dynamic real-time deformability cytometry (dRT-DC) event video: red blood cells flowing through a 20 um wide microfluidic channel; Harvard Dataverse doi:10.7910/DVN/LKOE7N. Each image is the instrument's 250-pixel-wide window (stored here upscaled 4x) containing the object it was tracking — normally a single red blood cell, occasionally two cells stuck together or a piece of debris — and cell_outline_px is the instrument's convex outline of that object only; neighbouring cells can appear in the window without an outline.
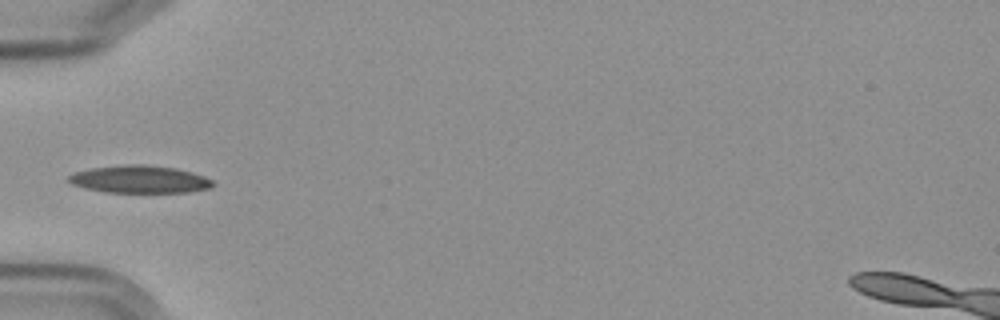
{"species": "Egyptian fruit bat (a non-hibernating species)", "species_latin": "Rousettus aegyptiacus", "temperature_condition": "cold", "stored_images_in_passage": 10, "camera_frame_rate_fps": 3000, "um_per_image_px": 0.085, "frame": {"image": 1, "passage_image": 5, "time_ms": 4.667, "image_size_px": [1000, 320], "cell_outline_px": [[216, 184], [212, 188], [188, 192], [108, 192], [84, 188], [72, 184], [68, 180], [68, 176], [76, 172], [92, 168], [128, 164], [144, 164], [176, 168], [192, 172], [204, 176], [212, 180]], "centroid_in_image_um": [11.92, 15.24], "position_along_channel_um": 73.1, "area_um2": 23.12}}
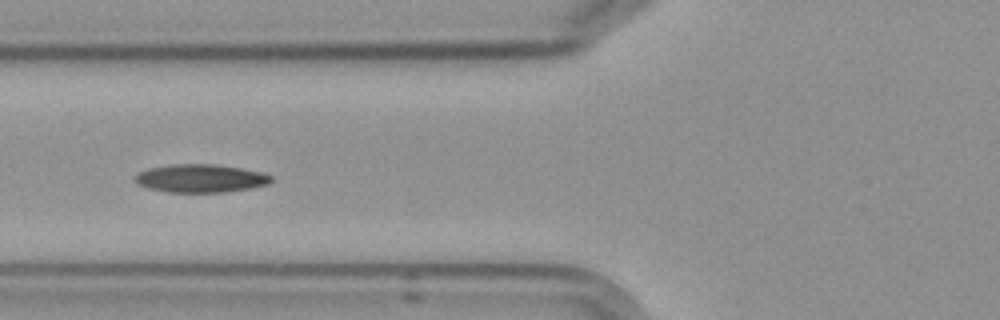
{"frame": {"image": 2, "passage_image": 6, "time_ms": 5.667, "image_size_px": [1000, 320], "cell_outline_px": [[272, 180], [268, 184], [252, 188], [224, 192], [168, 192], [148, 188], [136, 184], [132, 180], [136, 172], [148, 168], [168, 164], [216, 164], [264, 172], [272, 176]], "centroid_in_image_um": [17.0, 15.15], "position_along_channel_um": 108.8, "area_um2": 22.72}}
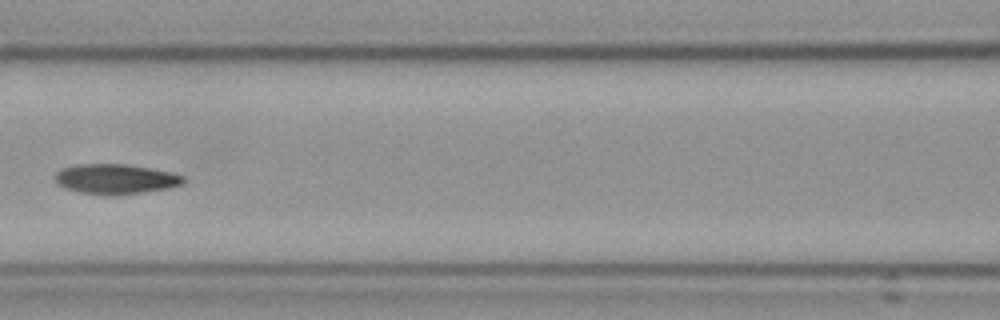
{"frame": {"image": 3, "passage_image": 7, "time_ms": 7.0, "image_size_px": [1000, 320], "cell_outline_px": [[184, 180], [180, 184], [168, 188], [144, 192], [112, 196], [80, 192], [64, 188], [56, 184], [56, 172], [64, 168], [76, 164], [124, 164], [148, 168], [168, 172], [184, 176]], "centroid_in_image_um": [9.77, 15.23], "position_along_channel_um": 156.8, "area_um2": 22.2}}